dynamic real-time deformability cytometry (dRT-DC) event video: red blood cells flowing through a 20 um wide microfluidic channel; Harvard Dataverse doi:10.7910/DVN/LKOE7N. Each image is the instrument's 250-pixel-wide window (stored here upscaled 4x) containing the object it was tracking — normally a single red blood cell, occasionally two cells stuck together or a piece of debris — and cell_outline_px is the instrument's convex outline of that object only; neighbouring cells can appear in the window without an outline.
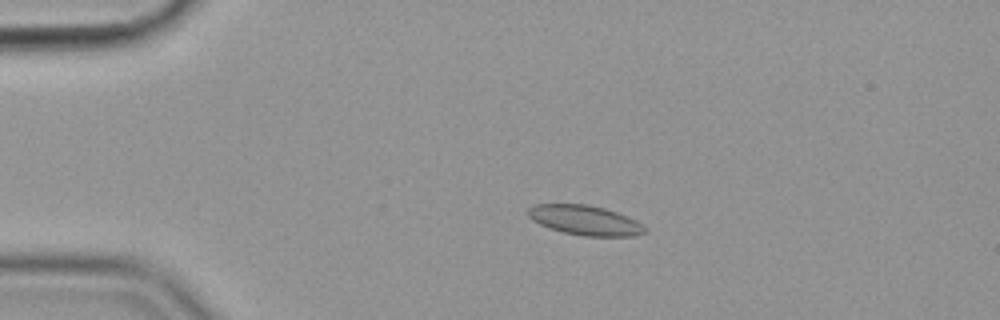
{"species": "common noctule bat (a hibernating species)", "species_latin": "Nyctalus noctula", "temperature_condition": "cold", "stored_images_in_passage": 57, "camera_frame_rate_fps": 3000, "um_per_image_px": 0.085, "animal": {"sex": "female", "body_mass_g": 19.9}, "frame": {"image": 1, "passage_image": 13, "time_ms": 4.0, "image_size_px": [1000, 320], "cell_outline_px": [[648, 232], [636, 236], [584, 236], [564, 232], [548, 228], [532, 220], [528, 216], [528, 208], [536, 204], [588, 204], [604, 208], [616, 212], [636, 220]], "centroid_in_image_um": [49.71, 18.72], "position_along_channel_um": 35.3, "area_um2": 20.17}}
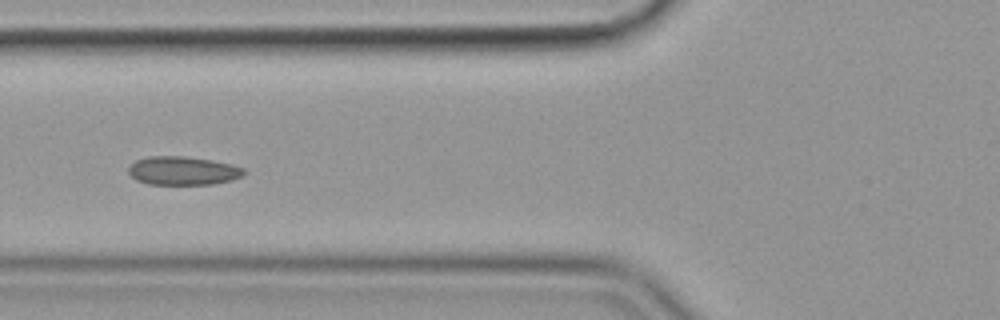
{"frame": {"image": 2, "passage_image": 23, "time_ms": 7.333, "image_size_px": [1000, 320], "cell_outline_px": [[244, 172], [240, 176], [232, 180], [212, 184], [148, 184], [136, 180], [128, 172], [128, 168], [136, 160], [148, 156], [184, 156], [212, 160], [232, 164], [244, 168]], "centroid_in_image_um": [15.53, 14.5], "position_along_channel_um": 110.3, "area_um2": 19.13}}
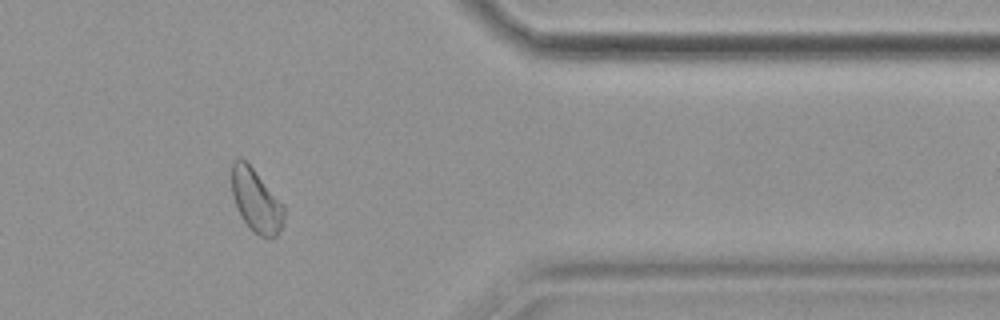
{"frame": {"image": 3, "passage_image": 48, "time_ms": 15.667, "image_size_px": [1000, 320], "cell_outline_px": [[284, 216], [280, 228], [276, 236], [268, 240], [260, 236], [240, 216], [232, 192], [232, 164], [240, 156], [252, 168], [284, 204]], "centroid_in_image_um": [21.78, 17.06], "position_along_channel_um": 389.6, "area_um2": 18.79}, "authors_computed_cell_mechanics": {"area_um2": 19.4208, "velocity_mm_per_s": 3.5583, "shape_relaxation_time_tau1_ms": null, "shape_relaxation_time_tau2_ms": 3.4821, "deformation_change_tau1": null, "deformation_change_tau2": 0.0613}}